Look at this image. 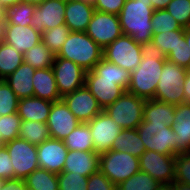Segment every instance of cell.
Here are the masks:
<instances>
[{"label":"cell","mask_w":190,"mask_h":190,"mask_svg":"<svg viewBox=\"0 0 190 190\" xmlns=\"http://www.w3.org/2000/svg\"><path fill=\"white\" fill-rule=\"evenodd\" d=\"M146 48L131 36L122 34L103 49V58L132 73L139 66Z\"/></svg>","instance_id":"cell-7"},{"label":"cell","mask_w":190,"mask_h":190,"mask_svg":"<svg viewBox=\"0 0 190 190\" xmlns=\"http://www.w3.org/2000/svg\"><path fill=\"white\" fill-rule=\"evenodd\" d=\"M175 105L147 99L144 104L143 121L164 123L169 127L174 123Z\"/></svg>","instance_id":"cell-26"},{"label":"cell","mask_w":190,"mask_h":190,"mask_svg":"<svg viewBox=\"0 0 190 190\" xmlns=\"http://www.w3.org/2000/svg\"><path fill=\"white\" fill-rule=\"evenodd\" d=\"M61 99L81 123L91 121L103 111L96 98L85 85Z\"/></svg>","instance_id":"cell-15"},{"label":"cell","mask_w":190,"mask_h":190,"mask_svg":"<svg viewBox=\"0 0 190 190\" xmlns=\"http://www.w3.org/2000/svg\"><path fill=\"white\" fill-rule=\"evenodd\" d=\"M19 98L6 83L0 79V116L10 115L17 112Z\"/></svg>","instance_id":"cell-39"},{"label":"cell","mask_w":190,"mask_h":190,"mask_svg":"<svg viewBox=\"0 0 190 190\" xmlns=\"http://www.w3.org/2000/svg\"><path fill=\"white\" fill-rule=\"evenodd\" d=\"M152 2V8L154 10L166 9L171 0H150Z\"/></svg>","instance_id":"cell-49"},{"label":"cell","mask_w":190,"mask_h":190,"mask_svg":"<svg viewBox=\"0 0 190 190\" xmlns=\"http://www.w3.org/2000/svg\"><path fill=\"white\" fill-rule=\"evenodd\" d=\"M173 190H190V185L179 183L177 181L172 182Z\"/></svg>","instance_id":"cell-51"},{"label":"cell","mask_w":190,"mask_h":190,"mask_svg":"<svg viewBox=\"0 0 190 190\" xmlns=\"http://www.w3.org/2000/svg\"><path fill=\"white\" fill-rule=\"evenodd\" d=\"M35 68L23 62L12 74L4 80L11 87L17 97L20 99L33 97V75Z\"/></svg>","instance_id":"cell-23"},{"label":"cell","mask_w":190,"mask_h":190,"mask_svg":"<svg viewBox=\"0 0 190 190\" xmlns=\"http://www.w3.org/2000/svg\"><path fill=\"white\" fill-rule=\"evenodd\" d=\"M140 171L148 173L161 184H169L175 177V155H163L146 150L139 158Z\"/></svg>","instance_id":"cell-13"},{"label":"cell","mask_w":190,"mask_h":190,"mask_svg":"<svg viewBox=\"0 0 190 190\" xmlns=\"http://www.w3.org/2000/svg\"><path fill=\"white\" fill-rule=\"evenodd\" d=\"M184 37L190 50V27L184 29Z\"/></svg>","instance_id":"cell-52"},{"label":"cell","mask_w":190,"mask_h":190,"mask_svg":"<svg viewBox=\"0 0 190 190\" xmlns=\"http://www.w3.org/2000/svg\"><path fill=\"white\" fill-rule=\"evenodd\" d=\"M151 24L153 27L152 34L185 29L166 9L154 10L151 16Z\"/></svg>","instance_id":"cell-37"},{"label":"cell","mask_w":190,"mask_h":190,"mask_svg":"<svg viewBox=\"0 0 190 190\" xmlns=\"http://www.w3.org/2000/svg\"><path fill=\"white\" fill-rule=\"evenodd\" d=\"M146 150L163 155H176V134L172 127L164 123H149L142 121L136 128Z\"/></svg>","instance_id":"cell-9"},{"label":"cell","mask_w":190,"mask_h":190,"mask_svg":"<svg viewBox=\"0 0 190 190\" xmlns=\"http://www.w3.org/2000/svg\"><path fill=\"white\" fill-rule=\"evenodd\" d=\"M52 103L49 100L37 97L20 99L17 114L21 117L22 121L30 120L47 123Z\"/></svg>","instance_id":"cell-25"},{"label":"cell","mask_w":190,"mask_h":190,"mask_svg":"<svg viewBox=\"0 0 190 190\" xmlns=\"http://www.w3.org/2000/svg\"><path fill=\"white\" fill-rule=\"evenodd\" d=\"M154 9L150 0H126L118 14L122 33L149 47L152 40L153 27L151 16Z\"/></svg>","instance_id":"cell-2"},{"label":"cell","mask_w":190,"mask_h":190,"mask_svg":"<svg viewBox=\"0 0 190 190\" xmlns=\"http://www.w3.org/2000/svg\"><path fill=\"white\" fill-rule=\"evenodd\" d=\"M52 70L61 97L84 86L86 71L71 60L55 56Z\"/></svg>","instance_id":"cell-12"},{"label":"cell","mask_w":190,"mask_h":190,"mask_svg":"<svg viewBox=\"0 0 190 190\" xmlns=\"http://www.w3.org/2000/svg\"><path fill=\"white\" fill-rule=\"evenodd\" d=\"M84 2L90 3V4H94L96 0H83Z\"/></svg>","instance_id":"cell-56"},{"label":"cell","mask_w":190,"mask_h":190,"mask_svg":"<svg viewBox=\"0 0 190 190\" xmlns=\"http://www.w3.org/2000/svg\"><path fill=\"white\" fill-rule=\"evenodd\" d=\"M174 181L190 185V154L177 153L175 155Z\"/></svg>","instance_id":"cell-43"},{"label":"cell","mask_w":190,"mask_h":190,"mask_svg":"<svg viewBox=\"0 0 190 190\" xmlns=\"http://www.w3.org/2000/svg\"><path fill=\"white\" fill-rule=\"evenodd\" d=\"M95 8L83 0H66L65 24L72 32H85Z\"/></svg>","instance_id":"cell-20"},{"label":"cell","mask_w":190,"mask_h":190,"mask_svg":"<svg viewBox=\"0 0 190 190\" xmlns=\"http://www.w3.org/2000/svg\"><path fill=\"white\" fill-rule=\"evenodd\" d=\"M112 149L130 153L134 157L140 156L146 151L143 141L141 140L137 129H122L115 138Z\"/></svg>","instance_id":"cell-27"},{"label":"cell","mask_w":190,"mask_h":190,"mask_svg":"<svg viewBox=\"0 0 190 190\" xmlns=\"http://www.w3.org/2000/svg\"><path fill=\"white\" fill-rule=\"evenodd\" d=\"M22 1L30 3V4L38 5V4L44 3L46 0H22Z\"/></svg>","instance_id":"cell-54"},{"label":"cell","mask_w":190,"mask_h":190,"mask_svg":"<svg viewBox=\"0 0 190 190\" xmlns=\"http://www.w3.org/2000/svg\"><path fill=\"white\" fill-rule=\"evenodd\" d=\"M21 117L16 113L0 116V139L6 143L19 137Z\"/></svg>","instance_id":"cell-38"},{"label":"cell","mask_w":190,"mask_h":190,"mask_svg":"<svg viewBox=\"0 0 190 190\" xmlns=\"http://www.w3.org/2000/svg\"><path fill=\"white\" fill-rule=\"evenodd\" d=\"M19 138L31 144L39 145L50 138L47 123L38 121H22L20 126Z\"/></svg>","instance_id":"cell-34"},{"label":"cell","mask_w":190,"mask_h":190,"mask_svg":"<svg viewBox=\"0 0 190 190\" xmlns=\"http://www.w3.org/2000/svg\"><path fill=\"white\" fill-rule=\"evenodd\" d=\"M156 190H173L172 183L161 184Z\"/></svg>","instance_id":"cell-53"},{"label":"cell","mask_w":190,"mask_h":190,"mask_svg":"<svg viewBox=\"0 0 190 190\" xmlns=\"http://www.w3.org/2000/svg\"><path fill=\"white\" fill-rule=\"evenodd\" d=\"M56 56L71 60L86 72L103 58V49L85 32H70Z\"/></svg>","instance_id":"cell-4"},{"label":"cell","mask_w":190,"mask_h":190,"mask_svg":"<svg viewBox=\"0 0 190 190\" xmlns=\"http://www.w3.org/2000/svg\"><path fill=\"white\" fill-rule=\"evenodd\" d=\"M173 132L176 134L177 153L190 149V103L175 105Z\"/></svg>","instance_id":"cell-22"},{"label":"cell","mask_w":190,"mask_h":190,"mask_svg":"<svg viewBox=\"0 0 190 190\" xmlns=\"http://www.w3.org/2000/svg\"><path fill=\"white\" fill-rule=\"evenodd\" d=\"M87 190H117V186L99 170L88 177Z\"/></svg>","instance_id":"cell-44"},{"label":"cell","mask_w":190,"mask_h":190,"mask_svg":"<svg viewBox=\"0 0 190 190\" xmlns=\"http://www.w3.org/2000/svg\"><path fill=\"white\" fill-rule=\"evenodd\" d=\"M1 40L24 54L27 50L41 42V33L33 26L10 25L1 23Z\"/></svg>","instance_id":"cell-18"},{"label":"cell","mask_w":190,"mask_h":190,"mask_svg":"<svg viewBox=\"0 0 190 190\" xmlns=\"http://www.w3.org/2000/svg\"><path fill=\"white\" fill-rule=\"evenodd\" d=\"M166 10L183 27H190V0H171Z\"/></svg>","instance_id":"cell-41"},{"label":"cell","mask_w":190,"mask_h":190,"mask_svg":"<svg viewBox=\"0 0 190 190\" xmlns=\"http://www.w3.org/2000/svg\"><path fill=\"white\" fill-rule=\"evenodd\" d=\"M100 156L95 151L68 150L63 172H74L89 177L99 171Z\"/></svg>","instance_id":"cell-21"},{"label":"cell","mask_w":190,"mask_h":190,"mask_svg":"<svg viewBox=\"0 0 190 190\" xmlns=\"http://www.w3.org/2000/svg\"><path fill=\"white\" fill-rule=\"evenodd\" d=\"M146 99L125 91L113 104L104 111L122 129H135L143 121Z\"/></svg>","instance_id":"cell-6"},{"label":"cell","mask_w":190,"mask_h":190,"mask_svg":"<svg viewBox=\"0 0 190 190\" xmlns=\"http://www.w3.org/2000/svg\"><path fill=\"white\" fill-rule=\"evenodd\" d=\"M25 182L28 190H59L57 174L43 168L33 171Z\"/></svg>","instance_id":"cell-32"},{"label":"cell","mask_w":190,"mask_h":190,"mask_svg":"<svg viewBox=\"0 0 190 190\" xmlns=\"http://www.w3.org/2000/svg\"><path fill=\"white\" fill-rule=\"evenodd\" d=\"M165 60V56L147 47L139 66L131 73L126 91L146 100L154 99Z\"/></svg>","instance_id":"cell-3"},{"label":"cell","mask_w":190,"mask_h":190,"mask_svg":"<svg viewBox=\"0 0 190 190\" xmlns=\"http://www.w3.org/2000/svg\"><path fill=\"white\" fill-rule=\"evenodd\" d=\"M19 2H22V0H0V8L3 11H5V10L15 6Z\"/></svg>","instance_id":"cell-50"},{"label":"cell","mask_w":190,"mask_h":190,"mask_svg":"<svg viewBox=\"0 0 190 190\" xmlns=\"http://www.w3.org/2000/svg\"><path fill=\"white\" fill-rule=\"evenodd\" d=\"M161 183L148 173L139 171L117 186V190H156Z\"/></svg>","instance_id":"cell-35"},{"label":"cell","mask_w":190,"mask_h":190,"mask_svg":"<svg viewBox=\"0 0 190 190\" xmlns=\"http://www.w3.org/2000/svg\"><path fill=\"white\" fill-rule=\"evenodd\" d=\"M0 190H28L25 179H7L4 180L3 187Z\"/></svg>","instance_id":"cell-47"},{"label":"cell","mask_w":190,"mask_h":190,"mask_svg":"<svg viewBox=\"0 0 190 190\" xmlns=\"http://www.w3.org/2000/svg\"><path fill=\"white\" fill-rule=\"evenodd\" d=\"M186 73V68L166 59L155 91L154 100L173 105L185 103L183 85Z\"/></svg>","instance_id":"cell-5"},{"label":"cell","mask_w":190,"mask_h":190,"mask_svg":"<svg viewBox=\"0 0 190 190\" xmlns=\"http://www.w3.org/2000/svg\"><path fill=\"white\" fill-rule=\"evenodd\" d=\"M85 33L102 49L123 34L118 15L97 10L94 11Z\"/></svg>","instance_id":"cell-11"},{"label":"cell","mask_w":190,"mask_h":190,"mask_svg":"<svg viewBox=\"0 0 190 190\" xmlns=\"http://www.w3.org/2000/svg\"><path fill=\"white\" fill-rule=\"evenodd\" d=\"M183 89L185 94V102L190 103V69H187Z\"/></svg>","instance_id":"cell-48"},{"label":"cell","mask_w":190,"mask_h":190,"mask_svg":"<svg viewBox=\"0 0 190 190\" xmlns=\"http://www.w3.org/2000/svg\"><path fill=\"white\" fill-rule=\"evenodd\" d=\"M70 29L66 24L59 25L49 30H45L41 34V41L56 55L70 33Z\"/></svg>","instance_id":"cell-36"},{"label":"cell","mask_w":190,"mask_h":190,"mask_svg":"<svg viewBox=\"0 0 190 190\" xmlns=\"http://www.w3.org/2000/svg\"><path fill=\"white\" fill-rule=\"evenodd\" d=\"M184 34V30H173L153 34L149 49L154 52L167 56L172 49H175L180 42V37Z\"/></svg>","instance_id":"cell-33"},{"label":"cell","mask_w":190,"mask_h":190,"mask_svg":"<svg viewBox=\"0 0 190 190\" xmlns=\"http://www.w3.org/2000/svg\"><path fill=\"white\" fill-rule=\"evenodd\" d=\"M63 142L68 150L94 151L91 131L87 123H79L77 127L64 138Z\"/></svg>","instance_id":"cell-28"},{"label":"cell","mask_w":190,"mask_h":190,"mask_svg":"<svg viewBox=\"0 0 190 190\" xmlns=\"http://www.w3.org/2000/svg\"><path fill=\"white\" fill-rule=\"evenodd\" d=\"M99 170L116 186L140 171L139 158L114 149L102 153Z\"/></svg>","instance_id":"cell-8"},{"label":"cell","mask_w":190,"mask_h":190,"mask_svg":"<svg viewBox=\"0 0 190 190\" xmlns=\"http://www.w3.org/2000/svg\"><path fill=\"white\" fill-rule=\"evenodd\" d=\"M66 0H46L36 5L31 26L41 34L45 30L65 24Z\"/></svg>","instance_id":"cell-16"},{"label":"cell","mask_w":190,"mask_h":190,"mask_svg":"<svg viewBox=\"0 0 190 190\" xmlns=\"http://www.w3.org/2000/svg\"><path fill=\"white\" fill-rule=\"evenodd\" d=\"M68 149L63 140L49 138L37 145V157L39 168L56 174L63 171Z\"/></svg>","instance_id":"cell-19"},{"label":"cell","mask_w":190,"mask_h":190,"mask_svg":"<svg viewBox=\"0 0 190 190\" xmlns=\"http://www.w3.org/2000/svg\"><path fill=\"white\" fill-rule=\"evenodd\" d=\"M5 148L14 167V178L25 179L39 168L37 145L18 137L6 142Z\"/></svg>","instance_id":"cell-10"},{"label":"cell","mask_w":190,"mask_h":190,"mask_svg":"<svg viewBox=\"0 0 190 190\" xmlns=\"http://www.w3.org/2000/svg\"><path fill=\"white\" fill-rule=\"evenodd\" d=\"M3 10L0 8V24L2 23Z\"/></svg>","instance_id":"cell-57"},{"label":"cell","mask_w":190,"mask_h":190,"mask_svg":"<svg viewBox=\"0 0 190 190\" xmlns=\"http://www.w3.org/2000/svg\"><path fill=\"white\" fill-rule=\"evenodd\" d=\"M0 179H14V167L5 147L0 151Z\"/></svg>","instance_id":"cell-46"},{"label":"cell","mask_w":190,"mask_h":190,"mask_svg":"<svg viewBox=\"0 0 190 190\" xmlns=\"http://www.w3.org/2000/svg\"><path fill=\"white\" fill-rule=\"evenodd\" d=\"M5 147V143L0 139V151Z\"/></svg>","instance_id":"cell-55"},{"label":"cell","mask_w":190,"mask_h":190,"mask_svg":"<svg viewBox=\"0 0 190 190\" xmlns=\"http://www.w3.org/2000/svg\"><path fill=\"white\" fill-rule=\"evenodd\" d=\"M4 179H0V189L3 187Z\"/></svg>","instance_id":"cell-58"},{"label":"cell","mask_w":190,"mask_h":190,"mask_svg":"<svg viewBox=\"0 0 190 190\" xmlns=\"http://www.w3.org/2000/svg\"><path fill=\"white\" fill-rule=\"evenodd\" d=\"M79 123L62 99L52 103L47 120L50 138L64 140Z\"/></svg>","instance_id":"cell-17"},{"label":"cell","mask_w":190,"mask_h":190,"mask_svg":"<svg viewBox=\"0 0 190 190\" xmlns=\"http://www.w3.org/2000/svg\"><path fill=\"white\" fill-rule=\"evenodd\" d=\"M126 0H96L93 4L95 10L118 15Z\"/></svg>","instance_id":"cell-45"},{"label":"cell","mask_w":190,"mask_h":190,"mask_svg":"<svg viewBox=\"0 0 190 190\" xmlns=\"http://www.w3.org/2000/svg\"><path fill=\"white\" fill-rule=\"evenodd\" d=\"M55 56L42 41L23 54L24 62L35 69L52 67Z\"/></svg>","instance_id":"cell-31"},{"label":"cell","mask_w":190,"mask_h":190,"mask_svg":"<svg viewBox=\"0 0 190 190\" xmlns=\"http://www.w3.org/2000/svg\"><path fill=\"white\" fill-rule=\"evenodd\" d=\"M23 62V54L0 39V79L12 74Z\"/></svg>","instance_id":"cell-30"},{"label":"cell","mask_w":190,"mask_h":190,"mask_svg":"<svg viewBox=\"0 0 190 190\" xmlns=\"http://www.w3.org/2000/svg\"><path fill=\"white\" fill-rule=\"evenodd\" d=\"M87 124L90 127L94 151L98 155L112 149L115 138L122 130L104 110Z\"/></svg>","instance_id":"cell-14"},{"label":"cell","mask_w":190,"mask_h":190,"mask_svg":"<svg viewBox=\"0 0 190 190\" xmlns=\"http://www.w3.org/2000/svg\"><path fill=\"white\" fill-rule=\"evenodd\" d=\"M34 95L33 97L56 102L61 100L55 81L52 67L36 69L32 78Z\"/></svg>","instance_id":"cell-24"},{"label":"cell","mask_w":190,"mask_h":190,"mask_svg":"<svg viewBox=\"0 0 190 190\" xmlns=\"http://www.w3.org/2000/svg\"><path fill=\"white\" fill-rule=\"evenodd\" d=\"M165 58L174 64L190 69V50L184 34L180 37V42L176 48L172 49Z\"/></svg>","instance_id":"cell-42"},{"label":"cell","mask_w":190,"mask_h":190,"mask_svg":"<svg viewBox=\"0 0 190 190\" xmlns=\"http://www.w3.org/2000/svg\"><path fill=\"white\" fill-rule=\"evenodd\" d=\"M59 190H87L88 177L74 172L57 174Z\"/></svg>","instance_id":"cell-40"},{"label":"cell","mask_w":190,"mask_h":190,"mask_svg":"<svg viewBox=\"0 0 190 190\" xmlns=\"http://www.w3.org/2000/svg\"><path fill=\"white\" fill-rule=\"evenodd\" d=\"M36 9L35 4L19 2L15 6L5 10L2 16V23L10 25L29 26L32 23V17Z\"/></svg>","instance_id":"cell-29"},{"label":"cell","mask_w":190,"mask_h":190,"mask_svg":"<svg viewBox=\"0 0 190 190\" xmlns=\"http://www.w3.org/2000/svg\"><path fill=\"white\" fill-rule=\"evenodd\" d=\"M130 77L129 71L102 58L93 70L86 72L84 85L104 110L128 89Z\"/></svg>","instance_id":"cell-1"}]
</instances>
